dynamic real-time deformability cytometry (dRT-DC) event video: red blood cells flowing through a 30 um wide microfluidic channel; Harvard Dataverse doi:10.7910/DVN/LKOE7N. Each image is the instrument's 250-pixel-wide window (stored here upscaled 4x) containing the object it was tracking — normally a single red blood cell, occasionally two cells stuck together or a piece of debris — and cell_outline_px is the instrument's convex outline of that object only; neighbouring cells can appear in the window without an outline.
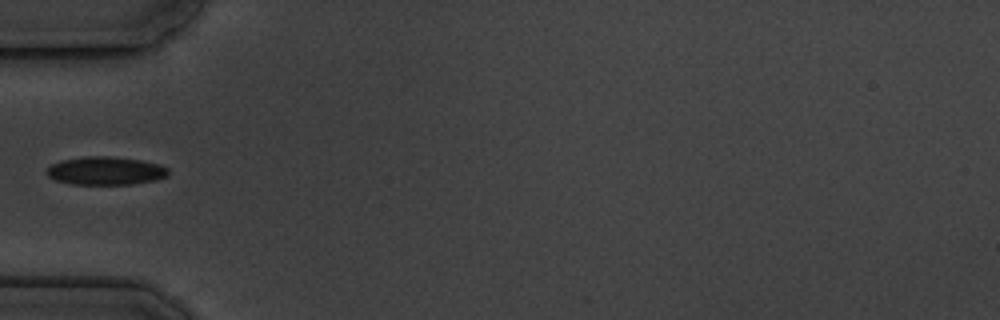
{"species": "common noctule bat (a hibernating species)", "species_latin": "Nyctalus noctula", "temperature_condition": "cold", "stored_images_in_passage": 3, "camera_frame_rate_fps": 3000, "um_per_image_px": 0.085, "animal": {"sex": "male", "body_mass_g": 19.5, "forearm_length_mm": 54.6}, "frame": {"image": 1, "passage_image": 3, "time_ms": 3.0, "image_size_px": [1000, 320], "cell_outline_px": [[168, 176], [156, 180], [132, 184], [72, 184], [56, 180], [48, 176], [48, 168], [52, 164], [60, 160], [84, 156], [112, 156], [140, 160], [160, 164], [168, 168]], "centroid_in_image_um": [9.0, 14.51], "position_along_channel_um": 76.0, "area_um2": 20.0}}